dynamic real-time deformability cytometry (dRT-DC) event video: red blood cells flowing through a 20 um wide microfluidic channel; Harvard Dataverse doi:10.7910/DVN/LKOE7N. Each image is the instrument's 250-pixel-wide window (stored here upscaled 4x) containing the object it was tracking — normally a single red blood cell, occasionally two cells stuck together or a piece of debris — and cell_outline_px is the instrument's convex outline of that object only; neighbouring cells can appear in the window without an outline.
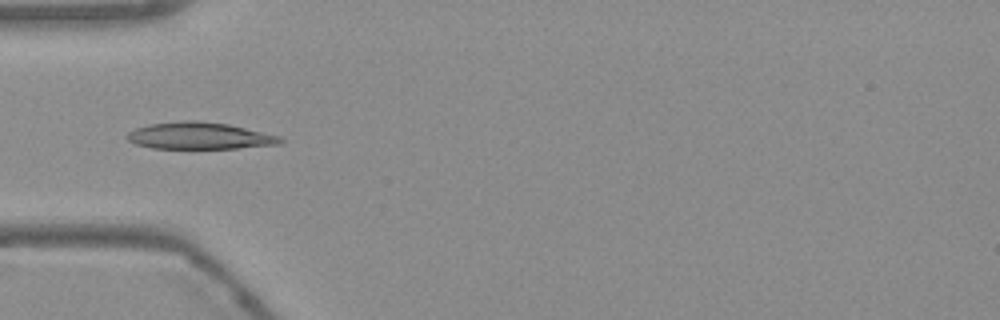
{"species": "Egyptian fruit bat (a non-hibernating species)", "species_latin": "Rousettus aegyptiacus", "temperature_condition": "warm", "stored_images_in_passage": 54, "camera_frame_rate_fps": 3000, "um_per_image_px": 0.085, "frame": {"image": 1, "passage_image": 17, "time_ms": 5.333, "image_size_px": [1000, 320], "cell_outline_px": [[284, 140], [280, 144], [236, 148], [152, 148], [136, 144], [128, 140], [124, 136], [128, 132], [136, 128], [148, 124], [184, 120], [196, 120], [228, 124], [280, 136]], "centroid_in_image_um": [16.93, 11.54], "position_along_channel_um": 68.1, "area_um2": 23.93}}
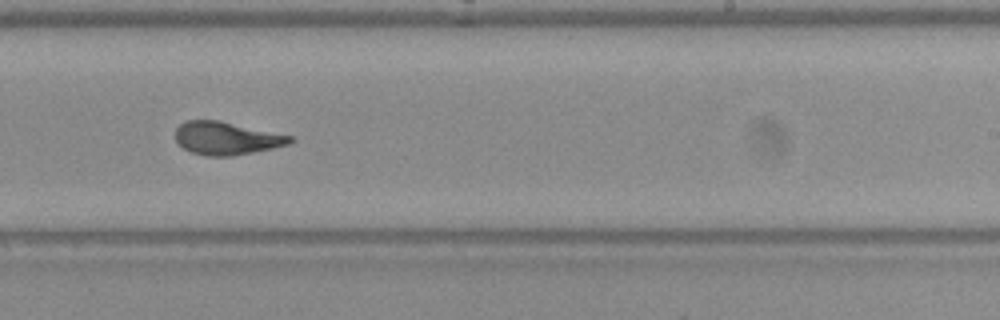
{"frame": {"image": 2, "passage_image": 33, "time_ms": 10.667, "image_size_px": [1000, 320], "cell_outline_px": [[296, 140], [288, 144], [272, 148], [232, 156], [208, 156], [192, 152], [184, 148], [176, 140], [176, 128], [180, 124], [188, 120], [216, 120], [296, 136]], "centroid_in_image_um": [19.3, 11.75], "position_along_channel_um": 269.7, "area_um2": 21.91}}
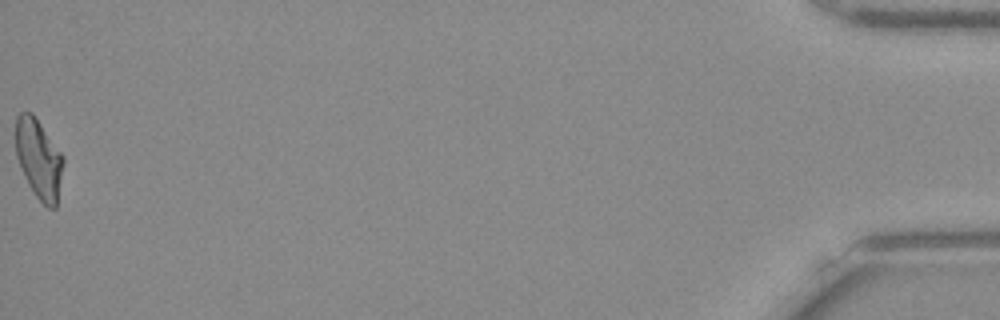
{"frame": {"image": 3, "passage_image": 54, "time_ms": 17.667, "image_size_px": [1000, 320], "cell_outline_px": [[64, 164], [56, 208], [48, 208], [36, 196], [28, 184], [16, 156], [16, 116], [20, 112], [32, 112], [64, 156]], "centroid_in_image_um": [3.31, 13.5], "position_along_channel_um": 431.9, "area_um2": 22.02}, "authors_computed_cell_mechanics": {"area_um2": 22.4842, "velocity_mm_per_s": 3.7713, "shape_relaxation_time_tau1_ms": 5.5708, "shape_relaxation_time_tau2_ms": 1.0984, "deformation_change_tau1": 0.193, "deformation_change_tau2": 0.0692}}